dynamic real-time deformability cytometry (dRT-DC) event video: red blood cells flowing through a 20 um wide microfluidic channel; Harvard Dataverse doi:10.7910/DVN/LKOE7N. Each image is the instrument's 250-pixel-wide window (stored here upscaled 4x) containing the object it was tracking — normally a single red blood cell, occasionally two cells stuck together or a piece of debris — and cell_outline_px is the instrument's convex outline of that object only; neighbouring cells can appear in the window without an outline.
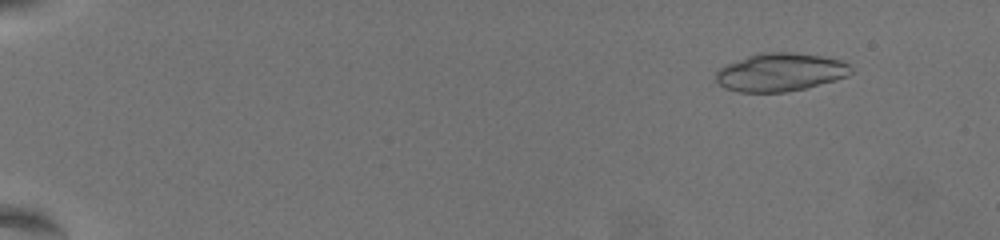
{"species": "common noctule bat (a hibernating species)", "species_latin": "Nyctalus noctula", "temperature_condition": "warm", "stored_images_in_passage": 62, "camera_frame_rate_fps": 3000, "um_per_image_px": 0.085, "animal": {"sex": "female", "body_mass_g": 19.5, "forearm_length_mm": 54.1}, "frame": {"image": 1, "passage_image": 8, "time_ms": 2.333, "image_size_px": [1000, 240], "cell_outline_px": [[852, 72], [848, 76], [836, 80], [804, 88], [784, 92], [740, 92], [724, 88], [716, 80], [716, 72], [724, 64], [760, 52], [792, 52], [820, 56], [840, 60], [848, 64], [852, 68]], "centroid_in_image_um": [66.31, 6.13], "position_along_channel_um": 18.7, "area_um2": 30.0}}
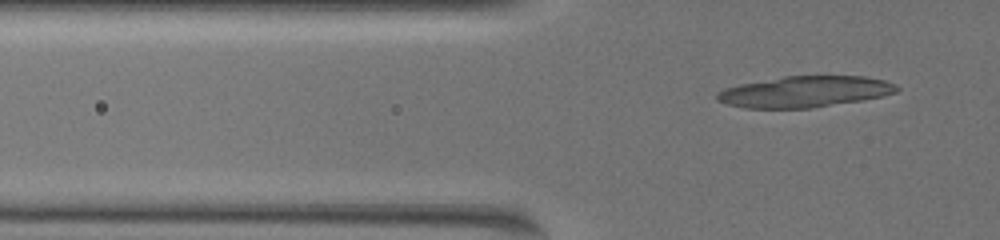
{"frame": {"image": 2, "passage_image": 23, "time_ms": 7.333, "image_size_px": [1000, 240], "cell_outline_px": [[900, 88], [896, 92], [864, 100], [812, 108], [744, 108], [728, 104], [716, 100], [716, 92], [724, 88], [740, 84], [784, 76], [864, 76], [884, 80], [896, 84]], "centroid_in_image_um": [68.4, 7.79], "position_along_channel_um": 57.4, "area_um2": 32.66}}